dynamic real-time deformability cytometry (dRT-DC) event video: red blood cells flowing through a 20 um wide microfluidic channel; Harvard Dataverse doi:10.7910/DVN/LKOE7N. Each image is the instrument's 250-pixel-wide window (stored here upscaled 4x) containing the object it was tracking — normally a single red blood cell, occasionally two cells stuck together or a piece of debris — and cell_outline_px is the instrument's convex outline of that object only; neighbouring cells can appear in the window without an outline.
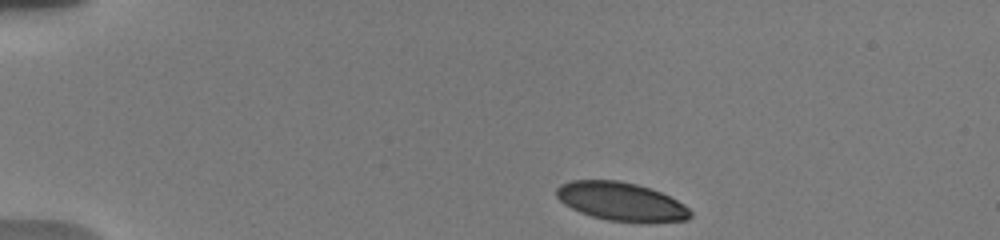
{"species": "human", "species_latin": "Homo sapiens", "temperature_condition": "warm", "stored_images_in_passage": 19, "camera_frame_rate_fps": 3000, "um_per_image_px": 0.085, "donor": {"sex": "male"}, "frame": {"image": 1, "passage_image": 1, "time_ms": 0.0, "image_size_px": [1000, 240], "cell_outline_px": [[692, 216], [688, 220], [608, 220], [592, 216], [580, 212], [564, 204], [556, 196], [556, 188], [560, 184], [572, 180], [620, 180], [652, 188], [684, 204], [692, 212]], "centroid_in_image_um": [52.75, 17.08], "position_along_channel_um": 32.3, "area_um2": 29.36}}
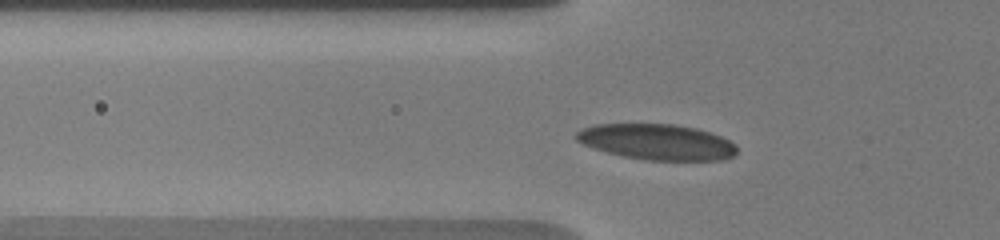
{"frame": {"image": 2, "passage_image": 14, "time_ms": 3.0, "image_size_px": [1000, 240], "cell_outline_px": [[736, 152], [732, 156], [724, 160], [648, 160], [624, 156], [608, 152], [584, 144], [576, 140], [576, 132], [580, 128], [592, 124], [676, 124], [696, 128], [720, 136], [736, 144]], "centroid_in_image_um": [55.83, 12.05], "position_along_channel_um": 70.0, "area_um2": 33.29}}
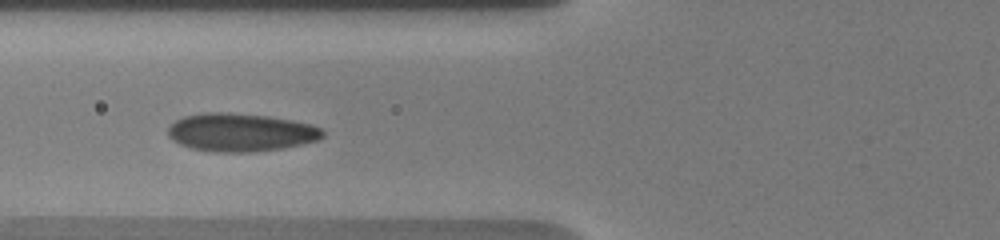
{"frame": {"image": 3, "passage_image": 18, "time_ms": 4.0, "image_size_px": [1000, 240], "cell_outline_px": [[324, 136], [320, 140], [284, 148], [256, 152], [212, 152], [192, 148], [180, 144], [172, 140], [168, 136], [168, 128], [176, 120], [184, 116], [208, 112], [224, 112], [268, 116], [292, 120], [312, 124], [320, 128], [324, 132]], "centroid_in_image_um": [20.48, 11.26], "position_along_channel_um": 105.3, "area_um2": 34.56}}